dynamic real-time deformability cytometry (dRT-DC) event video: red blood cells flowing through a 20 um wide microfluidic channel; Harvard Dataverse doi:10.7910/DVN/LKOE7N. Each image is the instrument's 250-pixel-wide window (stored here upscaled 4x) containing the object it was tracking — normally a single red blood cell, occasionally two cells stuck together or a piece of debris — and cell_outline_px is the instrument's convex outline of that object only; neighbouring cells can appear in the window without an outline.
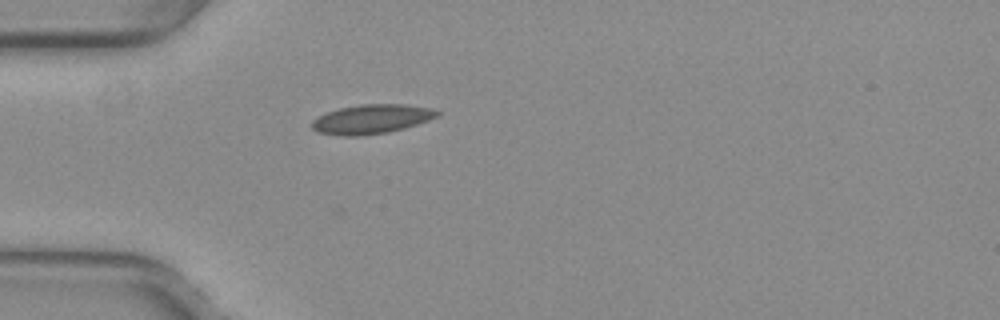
{"species": "common noctule bat (a hibernating species)", "species_latin": "Nyctalus noctula", "temperature_condition": "warm", "stored_images_in_passage": 29, "camera_frame_rate_fps": 3000, "um_per_image_px": 0.085, "animal": {"sex": "female", "body_mass_g": 29.2, "forearm_length_mm": 56.3}, "frame": {"image": 1, "passage_image": 4, "time_ms": 1.0, "image_size_px": [1000, 320], "cell_outline_px": [[440, 116], [404, 128], [388, 132], [356, 136], [344, 136], [320, 132], [312, 128], [312, 120], [328, 112], [340, 108], [360, 104], [408, 104], [432, 108], [440, 112]], "centroid_in_image_um": [31.63, 10.11], "position_along_channel_um": 53.4, "area_um2": 21.21}}
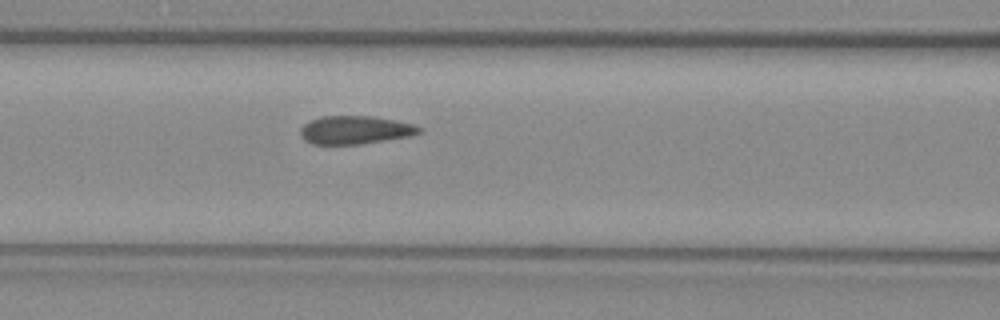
{"frame": {"image": 2, "passage_image": 11, "time_ms": 3.333, "image_size_px": [1000, 320], "cell_outline_px": [[420, 132], [408, 136], [360, 144], [312, 144], [304, 140], [300, 136], [300, 128], [308, 120], [320, 116], [376, 116], [416, 124], [420, 128]], "centroid_in_image_um": [30.14, 11.03], "position_along_channel_um": 136.5, "area_um2": 19.65}}
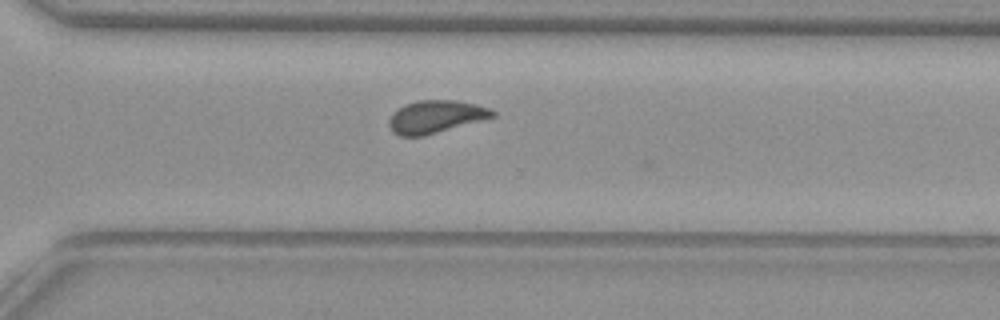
{"frame": {"image": 3, "passage_image": 26, "time_ms": 8.333, "image_size_px": [1000, 320], "cell_outline_px": [[496, 116], [424, 136], [400, 136], [392, 132], [388, 124], [388, 120], [392, 112], [404, 104], [420, 100], [456, 100], [476, 104], [492, 108], [496, 112]], "centroid_in_image_um": [37.02, 9.91], "position_along_channel_um": 333.6, "area_um2": 19.88}}